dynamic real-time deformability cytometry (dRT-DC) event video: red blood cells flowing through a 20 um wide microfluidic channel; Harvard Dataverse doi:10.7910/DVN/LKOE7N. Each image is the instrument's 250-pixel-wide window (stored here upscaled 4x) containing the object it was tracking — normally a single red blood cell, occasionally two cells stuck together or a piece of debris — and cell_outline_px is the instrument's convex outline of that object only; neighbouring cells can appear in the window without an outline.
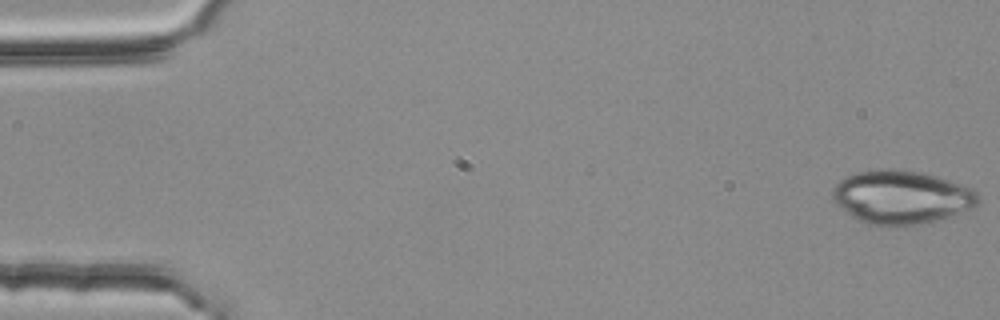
{"species": "common noctule bat (a hibernating species)", "species_latin": "Nyctalus noctula", "temperature_condition": "room temperature", "stored_images_in_passage": 5, "camera_frame_rate_fps": 3000, "um_per_image_px": 0.085, "animal": {"sex": "female", "body_mass_g": 25.1}, "frame": {"image": 1, "passage_image": 1, "time_ms": 0.0, "image_size_px": [1000, 320], "cell_outline_px": [[980, 204], [972, 208], [936, 220], [916, 224], [868, 224], [856, 220], [836, 204], [832, 200], [832, 188], [844, 176], [860, 172], [888, 168], [916, 172], [932, 176], [960, 184], [972, 188], [980, 196]], "centroid_in_image_um": [76.59, 16.75], "position_along_channel_um": 8.4, "area_um2": 44.62}}